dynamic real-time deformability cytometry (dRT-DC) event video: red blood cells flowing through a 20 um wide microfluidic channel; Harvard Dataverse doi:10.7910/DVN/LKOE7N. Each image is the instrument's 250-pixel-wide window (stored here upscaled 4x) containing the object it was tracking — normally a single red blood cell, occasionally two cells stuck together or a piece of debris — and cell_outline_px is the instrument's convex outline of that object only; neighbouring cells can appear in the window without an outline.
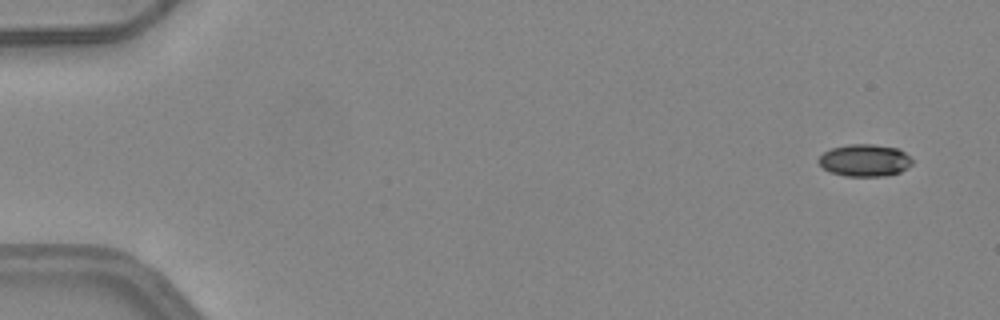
{"species": "common noctule bat (a hibernating species)", "species_latin": "Nyctalus noctula", "temperature_condition": "warm", "stored_images_in_passage": 50, "camera_frame_rate_fps": 3000, "um_per_image_px": 0.085, "animal": {"sex": "female", "body_mass_g": 24.6, "forearm_length_mm": 56.2}, "frame": {"image": 1, "passage_image": 3, "time_ms": 0.667, "image_size_px": [1000, 320], "cell_outline_px": [[912, 164], [908, 168], [900, 172], [888, 176], [844, 176], [832, 172], [824, 168], [816, 160], [824, 152], [832, 148], [848, 144], [872, 144], [896, 148], [904, 152], [912, 160]], "centroid_in_image_um": [73.5, 13.63], "position_along_channel_um": 11.5, "area_um2": 17.51}}
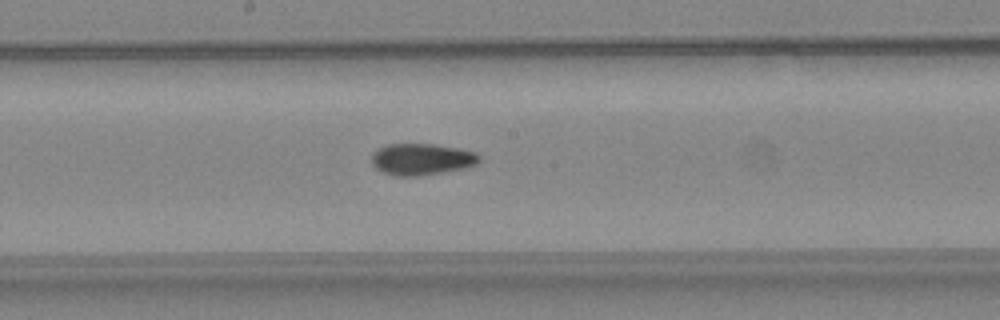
{"frame": {"image": 2, "passage_image": 28, "time_ms": 9.0, "image_size_px": [1000, 320], "cell_outline_px": [[480, 160], [476, 164], [468, 168], [444, 172], [416, 176], [396, 176], [384, 172], [376, 168], [372, 164], [372, 152], [388, 144], [432, 144], [456, 148], [476, 152], [480, 156]], "centroid_in_image_um": [35.86, 13.54], "position_along_channel_um": 212.3, "area_um2": 19.77}}
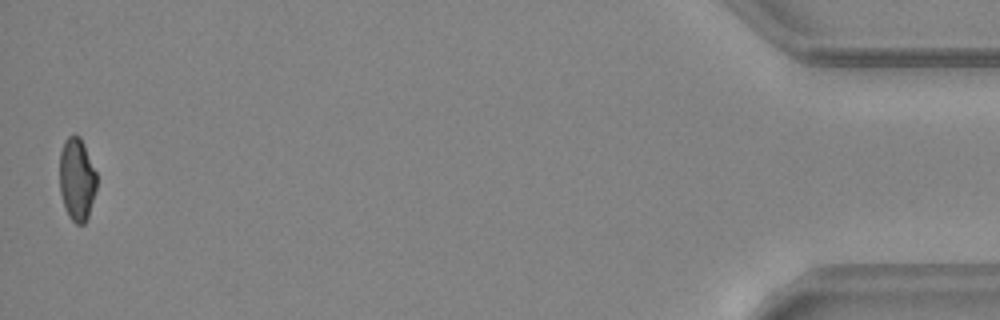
{"frame": {"image": 3, "passage_image": 50, "time_ms": 16.333, "image_size_px": [1000, 320], "cell_outline_px": [[96, 188], [88, 216], [84, 224], [76, 224], [68, 216], [64, 208], [60, 192], [60, 152], [64, 140], [68, 136], [80, 136], [84, 144], [96, 172]], "centroid_in_image_um": [6.52, 15.25], "position_along_channel_um": 428.7, "area_um2": 17.86}, "authors_computed_cell_mechanics": {"area_um2": 18.9584, "velocity_mm_per_s": 4.185, "shape_relaxation_time_tau1_ms": null, "shape_relaxation_time_tau2_ms": 4.0232, "deformation_change_tau1": null, "deformation_change_tau2": 0.0878}}